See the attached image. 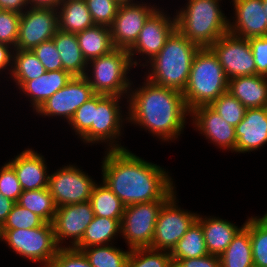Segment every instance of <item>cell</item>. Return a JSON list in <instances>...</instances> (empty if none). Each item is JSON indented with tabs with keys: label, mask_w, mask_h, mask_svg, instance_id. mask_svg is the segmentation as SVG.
Here are the masks:
<instances>
[{
	"label": "cell",
	"mask_w": 267,
	"mask_h": 267,
	"mask_svg": "<svg viewBox=\"0 0 267 267\" xmlns=\"http://www.w3.org/2000/svg\"><path fill=\"white\" fill-rule=\"evenodd\" d=\"M101 163L102 182L125 207L168 200L176 192L173 179L166 169L140 158L127 148L106 149Z\"/></svg>",
	"instance_id": "obj_1"
},
{
	"label": "cell",
	"mask_w": 267,
	"mask_h": 267,
	"mask_svg": "<svg viewBox=\"0 0 267 267\" xmlns=\"http://www.w3.org/2000/svg\"><path fill=\"white\" fill-rule=\"evenodd\" d=\"M144 79L143 85L136 89L131 83L126 123L147 129L162 142L177 140L186 126V117L190 116L183 93Z\"/></svg>",
	"instance_id": "obj_2"
},
{
	"label": "cell",
	"mask_w": 267,
	"mask_h": 267,
	"mask_svg": "<svg viewBox=\"0 0 267 267\" xmlns=\"http://www.w3.org/2000/svg\"><path fill=\"white\" fill-rule=\"evenodd\" d=\"M199 48L176 28L160 52L148 62L150 70L146 79L158 86L183 92Z\"/></svg>",
	"instance_id": "obj_3"
},
{
	"label": "cell",
	"mask_w": 267,
	"mask_h": 267,
	"mask_svg": "<svg viewBox=\"0 0 267 267\" xmlns=\"http://www.w3.org/2000/svg\"><path fill=\"white\" fill-rule=\"evenodd\" d=\"M177 10L176 28L200 48L210 47L229 32V19L220 8L221 0H187Z\"/></svg>",
	"instance_id": "obj_4"
},
{
	"label": "cell",
	"mask_w": 267,
	"mask_h": 267,
	"mask_svg": "<svg viewBox=\"0 0 267 267\" xmlns=\"http://www.w3.org/2000/svg\"><path fill=\"white\" fill-rule=\"evenodd\" d=\"M227 78L217 56L209 47L196 52L187 85L184 102L189 112L199 106H209L221 94L228 91Z\"/></svg>",
	"instance_id": "obj_5"
},
{
	"label": "cell",
	"mask_w": 267,
	"mask_h": 267,
	"mask_svg": "<svg viewBox=\"0 0 267 267\" xmlns=\"http://www.w3.org/2000/svg\"><path fill=\"white\" fill-rule=\"evenodd\" d=\"M85 78L95 94L128 99L132 81L127 74L132 69L128 50L114 48L109 53L87 63ZM91 71L90 75L88 74ZM125 94V95H124Z\"/></svg>",
	"instance_id": "obj_6"
},
{
	"label": "cell",
	"mask_w": 267,
	"mask_h": 267,
	"mask_svg": "<svg viewBox=\"0 0 267 267\" xmlns=\"http://www.w3.org/2000/svg\"><path fill=\"white\" fill-rule=\"evenodd\" d=\"M1 240L16 254L31 262L50 267L53 258L60 248L55 240L52 223L32 229H0Z\"/></svg>",
	"instance_id": "obj_7"
},
{
	"label": "cell",
	"mask_w": 267,
	"mask_h": 267,
	"mask_svg": "<svg viewBox=\"0 0 267 267\" xmlns=\"http://www.w3.org/2000/svg\"><path fill=\"white\" fill-rule=\"evenodd\" d=\"M120 96H105L97 94V108H94V122L91 129L81 138L85 144L106 143L108 150L126 149L119 144L123 123L128 121L123 118ZM120 102V103H119ZM117 139V140H116Z\"/></svg>",
	"instance_id": "obj_8"
},
{
	"label": "cell",
	"mask_w": 267,
	"mask_h": 267,
	"mask_svg": "<svg viewBox=\"0 0 267 267\" xmlns=\"http://www.w3.org/2000/svg\"><path fill=\"white\" fill-rule=\"evenodd\" d=\"M167 200H154L126 206L121 220V236L130 250L150 248L162 205Z\"/></svg>",
	"instance_id": "obj_9"
},
{
	"label": "cell",
	"mask_w": 267,
	"mask_h": 267,
	"mask_svg": "<svg viewBox=\"0 0 267 267\" xmlns=\"http://www.w3.org/2000/svg\"><path fill=\"white\" fill-rule=\"evenodd\" d=\"M176 192L162 205L155 225L151 249L171 252L197 219V213L177 205Z\"/></svg>",
	"instance_id": "obj_10"
},
{
	"label": "cell",
	"mask_w": 267,
	"mask_h": 267,
	"mask_svg": "<svg viewBox=\"0 0 267 267\" xmlns=\"http://www.w3.org/2000/svg\"><path fill=\"white\" fill-rule=\"evenodd\" d=\"M97 183L78 166L67 165L49 174L48 189L56 207L90 201Z\"/></svg>",
	"instance_id": "obj_11"
},
{
	"label": "cell",
	"mask_w": 267,
	"mask_h": 267,
	"mask_svg": "<svg viewBox=\"0 0 267 267\" xmlns=\"http://www.w3.org/2000/svg\"><path fill=\"white\" fill-rule=\"evenodd\" d=\"M163 11L164 10H161V8H158L147 19L139 33L138 39L128 50L133 67L141 63V61L138 62L134 58L137 55L142 56V58L146 55V57L143 58V60L146 61L145 64H140V66H149L148 62L160 52L165 45L166 40L176 29V16L170 17V14H167L166 12L164 13Z\"/></svg>",
	"instance_id": "obj_12"
},
{
	"label": "cell",
	"mask_w": 267,
	"mask_h": 267,
	"mask_svg": "<svg viewBox=\"0 0 267 267\" xmlns=\"http://www.w3.org/2000/svg\"><path fill=\"white\" fill-rule=\"evenodd\" d=\"M217 56L228 79L256 74L248 39L227 32L209 47Z\"/></svg>",
	"instance_id": "obj_13"
},
{
	"label": "cell",
	"mask_w": 267,
	"mask_h": 267,
	"mask_svg": "<svg viewBox=\"0 0 267 267\" xmlns=\"http://www.w3.org/2000/svg\"><path fill=\"white\" fill-rule=\"evenodd\" d=\"M58 30L57 9L29 7L21 14L15 49L32 50L40 43L51 40Z\"/></svg>",
	"instance_id": "obj_14"
},
{
	"label": "cell",
	"mask_w": 267,
	"mask_h": 267,
	"mask_svg": "<svg viewBox=\"0 0 267 267\" xmlns=\"http://www.w3.org/2000/svg\"><path fill=\"white\" fill-rule=\"evenodd\" d=\"M95 95L85 77H73L63 88L48 98L35 113L40 116L61 117L69 121L76 110Z\"/></svg>",
	"instance_id": "obj_15"
},
{
	"label": "cell",
	"mask_w": 267,
	"mask_h": 267,
	"mask_svg": "<svg viewBox=\"0 0 267 267\" xmlns=\"http://www.w3.org/2000/svg\"><path fill=\"white\" fill-rule=\"evenodd\" d=\"M136 2L119 5L116 17L110 26L115 48L129 50L138 39L147 19L158 9L155 5L152 7L145 2Z\"/></svg>",
	"instance_id": "obj_16"
},
{
	"label": "cell",
	"mask_w": 267,
	"mask_h": 267,
	"mask_svg": "<svg viewBox=\"0 0 267 267\" xmlns=\"http://www.w3.org/2000/svg\"><path fill=\"white\" fill-rule=\"evenodd\" d=\"M93 218L94 212L90 201L57 207L52 221L57 245L60 248L74 247L82 239ZM66 238H71V244L62 246Z\"/></svg>",
	"instance_id": "obj_17"
},
{
	"label": "cell",
	"mask_w": 267,
	"mask_h": 267,
	"mask_svg": "<svg viewBox=\"0 0 267 267\" xmlns=\"http://www.w3.org/2000/svg\"><path fill=\"white\" fill-rule=\"evenodd\" d=\"M193 126L211 143L222 150L235 152V127L229 125L210 106H199L190 111Z\"/></svg>",
	"instance_id": "obj_18"
},
{
	"label": "cell",
	"mask_w": 267,
	"mask_h": 267,
	"mask_svg": "<svg viewBox=\"0 0 267 267\" xmlns=\"http://www.w3.org/2000/svg\"><path fill=\"white\" fill-rule=\"evenodd\" d=\"M233 22L229 20V32L245 38L267 36V16L262 0H232ZM235 19V20H234Z\"/></svg>",
	"instance_id": "obj_19"
},
{
	"label": "cell",
	"mask_w": 267,
	"mask_h": 267,
	"mask_svg": "<svg viewBox=\"0 0 267 267\" xmlns=\"http://www.w3.org/2000/svg\"><path fill=\"white\" fill-rule=\"evenodd\" d=\"M235 153L260 150L267 144V114L264 107L246 109L243 120L235 127Z\"/></svg>",
	"instance_id": "obj_20"
},
{
	"label": "cell",
	"mask_w": 267,
	"mask_h": 267,
	"mask_svg": "<svg viewBox=\"0 0 267 267\" xmlns=\"http://www.w3.org/2000/svg\"><path fill=\"white\" fill-rule=\"evenodd\" d=\"M8 163L14 168L23 191L48 188L47 163L37 151L25 149Z\"/></svg>",
	"instance_id": "obj_21"
},
{
	"label": "cell",
	"mask_w": 267,
	"mask_h": 267,
	"mask_svg": "<svg viewBox=\"0 0 267 267\" xmlns=\"http://www.w3.org/2000/svg\"><path fill=\"white\" fill-rule=\"evenodd\" d=\"M228 92L246 109L264 107L267 103V77L255 74L229 79Z\"/></svg>",
	"instance_id": "obj_22"
},
{
	"label": "cell",
	"mask_w": 267,
	"mask_h": 267,
	"mask_svg": "<svg viewBox=\"0 0 267 267\" xmlns=\"http://www.w3.org/2000/svg\"><path fill=\"white\" fill-rule=\"evenodd\" d=\"M73 77L64 70L46 71L42 76L27 81L19 90L23 92L36 111L48 98L63 88Z\"/></svg>",
	"instance_id": "obj_23"
},
{
	"label": "cell",
	"mask_w": 267,
	"mask_h": 267,
	"mask_svg": "<svg viewBox=\"0 0 267 267\" xmlns=\"http://www.w3.org/2000/svg\"><path fill=\"white\" fill-rule=\"evenodd\" d=\"M197 220L201 223L208 253L220 256L233 240V237L244 226H236L228 220L219 217L198 214Z\"/></svg>",
	"instance_id": "obj_24"
},
{
	"label": "cell",
	"mask_w": 267,
	"mask_h": 267,
	"mask_svg": "<svg viewBox=\"0 0 267 267\" xmlns=\"http://www.w3.org/2000/svg\"><path fill=\"white\" fill-rule=\"evenodd\" d=\"M52 40L59 52L63 70L72 77H84L88 66L76 34L58 30Z\"/></svg>",
	"instance_id": "obj_25"
},
{
	"label": "cell",
	"mask_w": 267,
	"mask_h": 267,
	"mask_svg": "<svg viewBox=\"0 0 267 267\" xmlns=\"http://www.w3.org/2000/svg\"><path fill=\"white\" fill-rule=\"evenodd\" d=\"M220 267H254L250 242V218L219 256Z\"/></svg>",
	"instance_id": "obj_26"
},
{
	"label": "cell",
	"mask_w": 267,
	"mask_h": 267,
	"mask_svg": "<svg viewBox=\"0 0 267 267\" xmlns=\"http://www.w3.org/2000/svg\"><path fill=\"white\" fill-rule=\"evenodd\" d=\"M58 23L59 30L75 34L95 25L85 0L62 1L58 7Z\"/></svg>",
	"instance_id": "obj_27"
},
{
	"label": "cell",
	"mask_w": 267,
	"mask_h": 267,
	"mask_svg": "<svg viewBox=\"0 0 267 267\" xmlns=\"http://www.w3.org/2000/svg\"><path fill=\"white\" fill-rule=\"evenodd\" d=\"M121 220L94 216L85 229L82 239L73 248L81 251L92 246L114 243L112 240H115V236L121 234Z\"/></svg>",
	"instance_id": "obj_28"
},
{
	"label": "cell",
	"mask_w": 267,
	"mask_h": 267,
	"mask_svg": "<svg viewBox=\"0 0 267 267\" xmlns=\"http://www.w3.org/2000/svg\"><path fill=\"white\" fill-rule=\"evenodd\" d=\"M79 47L87 63L99 56L109 53L115 47L111 38L110 27L94 25L76 33Z\"/></svg>",
	"instance_id": "obj_29"
},
{
	"label": "cell",
	"mask_w": 267,
	"mask_h": 267,
	"mask_svg": "<svg viewBox=\"0 0 267 267\" xmlns=\"http://www.w3.org/2000/svg\"><path fill=\"white\" fill-rule=\"evenodd\" d=\"M201 223L196 219L170 252L173 265L180 259L208 255Z\"/></svg>",
	"instance_id": "obj_30"
},
{
	"label": "cell",
	"mask_w": 267,
	"mask_h": 267,
	"mask_svg": "<svg viewBox=\"0 0 267 267\" xmlns=\"http://www.w3.org/2000/svg\"><path fill=\"white\" fill-rule=\"evenodd\" d=\"M11 78L20 89L27 81L36 79L46 73L40 60L32 50L15 49L13 53Z\"/></svg>",
	"instance_id": "obj_31"
},
{
	"label": "cell",
	"mask_w": 267,
	"mask_h": 267,
	"mask_svg": "<svg viewBox=\"0 0 267 267\" xmlns=\"http://www.w3.org/2000/svg\"><path fill=\"white\" fill-rule=\"evenodd\" d=\"M98 184L90 197L94 216L122 219L125 206L121 200L104 182Z\"/></svg>",
	"instance_id": "obj_32"
},
{
	"label": "cell",
	"mask_w": 267,
	"mask_h": 267,
	"mask_svg": "<svg viewBox=\"0 0 267 267\" xmlns=\"http://www.w3.org/2000/svg\"><path fill=\"white\" fill-rule=\"evenodd\" d=\"M17 204L40 216L46 223H52L57 210L48 188L23 191Z\"/></svg>",
	"instance_id": "obj_33"
},
{
	"label": "cell",
	"mask_w": 267,
	"mask_h": 267,
	"mask_svg": "<svg viewBox=\"0 0 267 267\" xmlns=\"http://www.w3.org/2000/svg\"><path fill=\"white\" fill-rule=\"evenodd\" d=\"M92 267H126L130 254L113 244L92 246L81 250Z\"/></svg>",
	"instance_id": "obj_34"
},
{
	"label": "cell",
	"mask_w": 267,
	"mask_h": 267,
	"mask_svg": "<svg viewBox=\"0 0 267 267\" xmlns=\"http://www.w3.org/2000/svg\"><path fill=\"white\" fill-rule=\"evenodd\" d=\"M250 242L253 266L267 267V224L260 216L250 217Z\"/></svg>",
	"instance_id": "obj_35"
},
{
	"label": "cell",
	"mask_w": 267,
	"mask_h": 267,
	"mask_svg": "<svg viewBox=\"0 0 267 267\" xmlns=\"http://www.w3.org/2000/svg\"><path fill=\"white\" fill-rule=\"evenodd\" d=\"M170 252L151 248L130 250L126 267H173Z\"/></svg>",
	"instance_id": "obj_36"
},
{
	"label": "cell",
	"mask_w": 267,
	"mask_h": 267,
	"mask_svg": "<svg viewBox=\"0 0 267 267\" xmlns=\"http://www.w3.org/2000/svg\"><path fill=\"white\" fill-rule=\"evenodd\" d=\"M229 125L236 127L244 118L246 108L228 91L209 105Z\"/></svg>",
	"instance_id": "obj_37"
},
{
	"label": "cell",
	"mask_w": 267,
	"mask_h": 267,
	"mask_svg": "<svg viewBox=\"0 0 267 267\" xmlns=\"http://www.w3.org/2000/svg\"><path fill=\"white\" fill-rule=\"evenodd\" d=\"M44 223L40 216L15 203L0 229H32Z\"/></svg>",
	"instance_id": "obj_38"
},
{
	"label": "cell",
	"mask_w": 267,
	"mask_h": 267,
	"mask_svg": "<svg viewBox=\"0 0 267 267\" xmlns=\"http://www.w3.org/2000/svg\"><path fill=\"white\" fill-rule=\"evenodd\" d=\"M94 108H97V94L83 103L68 123L80 139L92 127V123L94 122Z\"/></svg>",
	"instance_id": "obj_39"
},
{
	"label": "cell",
	"mask_w": 267,
	"mask_h": 267,
	"mask_svg": "<svg viewBox=\"0 0 267 267\" xmlns=\"http://www.w3.org/2000/svg\"><path fill=\"white\" fill-rule=\"evenodd\" d=\"M95 25L110 27L119 5L115 0H85Z\"/></svg>",
	"instance_id": "obj_40"
},
{
	"label": "cell",
	"mask_w": 267,
	"mask_h": 267,
	"mask_svg": "<svg viewBox=\"0 0 267 267\" xmlns=\"http://www.w3.org/2000/svg\"><path fill=\"white\" fill-rule=\"evenodd\" d=\"M21 14L13 11H0V43L16 48Z\"/></svg>",
	"instance_id": "obj_41"
},
{
	"label": "cell",
	"mask_w": 267,
	"mask_h": 267,
	"mask_svg": "<svg viewBox=\"0 0 267 267\" xmlns=\"http://www.w3.org/2000/svg\"><path fill=\"white\" fill-rule=\"evenodd\" d=\"M23 192L14 168L7 162L0 167V194L17 203Z\"/></svg>",
	"instance_id": "obj_42"
},
{
	"label": "cell",
	"mask_w": 267,
	"mask_h": 267,
	"mask_svg": "<svg viewBox=\"0 0 267 267\" xmlns=\"http://www.w3.org/2000/svg\"><path fill=\"white\" fill-rule=\"evenodd\" d=\"M32 51L47 72L63 70L59 52L52 39L40 43L38 46L34 47Z\"/></svg>",
	"instance_id": "obj_43"
},
{
	"label": "cell",
	"mask_w": 267,
	"mask_h": 267,
	"mask_svg": "<svg viewBox=\"0 0 267 267\" xmlns=\"http://www.w3.org/2000/svg\"><path fill=\"white\" fill-rule=\"evenodd\" d=\"M50 267H92L84 253L71 247L59 248Z\"/></svg>",
	"instance_id": "obj_44"
},
{
	"label": "cell",
	"mask_w": 267,
	"mask_h": 267,
	"mask_svg": "<svg viewBox=\"0 0 267 267\" xmlns=\"http://www.w3.org/2000/svg\"><path fill=\"white\" fill-rule=\"evenodd\" d=\"M248 40L256 64V74L267 77V36Z\"/></svg>",
	"instance_id": "obj_45"
},
{
	"label": "cell",
	"mask_w": 267,
	"mask_h": 267,
	"mask_svg": "<svg viewBox=\"0 0 267 267\" xmlns=\"http://www.w3.org/2000/svg\"><path fill=\"white\" fill-rule=\"evenodd\" d=\"M173 267H220L219 256L208 254L199 258L178 260Z\"/></svg>",
	"instance_id": "obj_46"
},
{
	"label": "cell",
	"mask_w": 267,
	"mask_h": 267,
	"mask_svg": "<svg viewBox=\"0 0 267 267\" xmlns=\"http://www.w3.org/2000/svg\"><path fill=\"white\" fill-rule=\"evenodd\" d=\"M14 50H15L14 47L4 43H0V72H2L5 69H8L9 74H11L13 66V62L11 61H13Z\"/></svg>",
	"instance_id": "obj_47"
},
{
	"label": "cell",
	"mask_w": 267,
	"mask_h": 267,
	"mask_svg": "<svg viewBox=\"0 0 267 267\" xmlns=\"http://www.w3.org/2000/svg\"><path fill=\"white\" fill-rule=\"evenodd\" d=\"M29 7L27 0H0V9L3 11H13L22 14Z\"/></svg>",
	"instance_id": "obj_48"
},
{
	"label": "cell",
	"mask_w": 267,
	"mask_h": 267,
	"mask_svg": "<svg viewBox=\"0 0 267 267\" xmlns=\"http://www.w3.org/2000/svg\"><path fill=\"white\" fill-rule=\"evenodd\" d=\"M15 202L0 194V228L7 219L8 214L11 212Z\"/></svg>",
	"instance_id": "obj_49"
},
{
	"label": "cell",
	"mask_w": 267,
	"mask_h": 267,
	"mask_svg": "<svg viewBox=\"0 0 267 267\" xmlns=\"http://www.w3.org/2000/svg\"><path fill=\"white\" fill-rule=\"evenodd\" d=\"M31 8L57 9L63 0H27Z\"/></svg>",
	"instance_id": "obj_50"
},
{
	"label": "cell",
	"mask_w": 267,
	"mask_h": 267,
	"mask_svg": "<svg viewBox=\"0 0 267 267\" xmlns=\"http://www.w3.org/2000/svg\"><path fill=\"white\" fill-rule=\"evenodd\" d=\"M118 4H130L135 3V0H115ZM134 1V2H133Z\"/></svg>",
	"instance_id": "obj_51"
},
{
	"label": "cell",
	"mask_w": 267,
	"mask_h": 267,
	"mask_svg": "<svg viewBox=\"0 0 267 267\" xmlns=\"http://www.w3.org/2000/svg\"><path fill=\"white\" fill-rule=\"evenodd\" d=\"M262 2H263L264 12L266 13V16H267V0H262Z\"/></svg>",
	"instance_id": "obj_52"
},
{
	"label": "cell",
	"mask_w": 267,
	"mask_h": 267,
	"mask_svg": "<svg viewBox=\"0 0 267 267\" xmlns=\"http://www.w3.org/2000/svg\"><path fill=\"white\" fill-rule=\"evenodd\" d=\"M260 218L267 224V212L262 217L260 216Z\"/></svg>",
	"instance_id": "obj_53"
},
{
	"label": "cell",
	"mask_w": 267,
	"mask_h": 267,
	"mask_svg": "<svg viewBox=\"0 0 267 267\" xmlns=\"http://www.w3.org/2000/svg\"><path fill=\"white\" fill-rule=\"evenodd\" d=\"M264 108H265V111H266V114H267V103L265 104Z\"/></svg>",
	"instance_id": "obj_54"
}]
</instances>
